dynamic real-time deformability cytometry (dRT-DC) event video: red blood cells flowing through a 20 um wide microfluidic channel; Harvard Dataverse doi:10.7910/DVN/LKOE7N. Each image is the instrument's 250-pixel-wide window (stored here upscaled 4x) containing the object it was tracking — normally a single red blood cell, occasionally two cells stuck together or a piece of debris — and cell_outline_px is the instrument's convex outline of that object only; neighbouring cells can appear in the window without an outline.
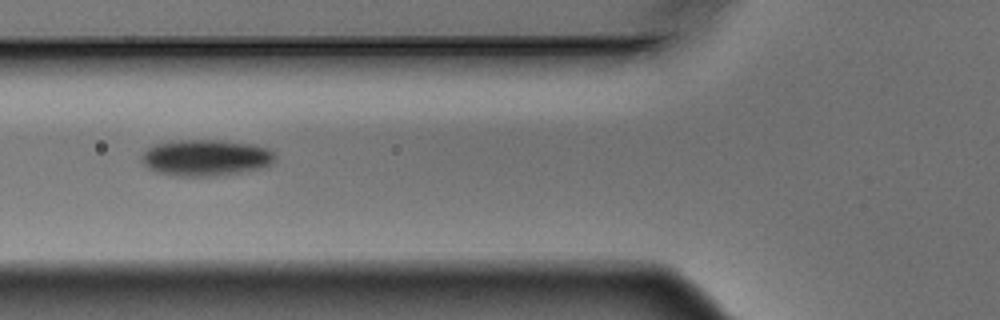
{"species": "Egyptian fruit bat (a non-hibernating species)", "species_latin": "Rousettus aegyptiacus", "temperature_condition": "warm", "stored_images_in_passage": 6, "camera_frame_rate_fps": 3000, "um_per_image_px": 0.085, "animal": {"sex": "male"}, "frame": {"image": 1, "passage_image": 6, "time_ms": 1.667, "image_size_px": [1000, 320], "cell_outline_px": [[276, 160], [268, 168], [240, 172], [208, 176], [180, 176], [156, 172], [148, 168], [140, 160], [140, 156], [148, 148], [156, 144], [180, 140], [220, 140], [252, 144], [268, 148], [276, 156]], "centroid_in_image_um": [17.53, 13.41], "position_along_channel_um": 108.3, "area_um2": 28.38}}